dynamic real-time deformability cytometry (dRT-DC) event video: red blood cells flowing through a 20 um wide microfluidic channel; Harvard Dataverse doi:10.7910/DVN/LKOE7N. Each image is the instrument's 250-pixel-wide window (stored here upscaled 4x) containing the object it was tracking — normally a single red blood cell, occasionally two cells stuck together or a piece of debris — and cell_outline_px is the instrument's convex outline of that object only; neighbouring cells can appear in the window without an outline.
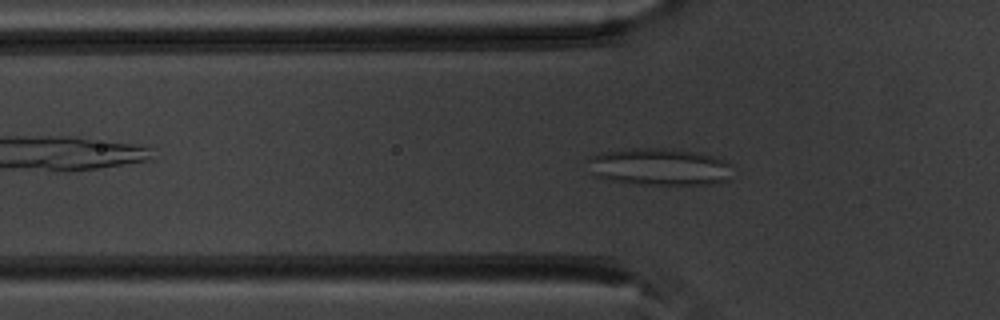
{"species": "common noctule bat (a hibernating species)", "species_latin": "Nyctalus noctula", "temperature_condition": "warm", "stored_images_in_passage": 53, "camera_frame_rate_fps": 3000, "um_per_image_px": 0.085, "animal": {"sex": "male", "body_mass_g": 20.1, "forearm_length_mm": 53.5}, "frame": {"image": 1, "passage_image": 17, "time_ms": 5.333, "image_size_px": [1000, 320], "cell_outline_px": [[732, 180], [716, 184], [632, 184], [608, 180], [592, 176], [588, 172], [588, 156], [600, 152], [632, 148], [672, 148], [716, 156], [728, 160]], "centroid_in_image_um": [56.02, 14.18], "position_along_channel_um": 69.8, "area_um2": 32.14}}
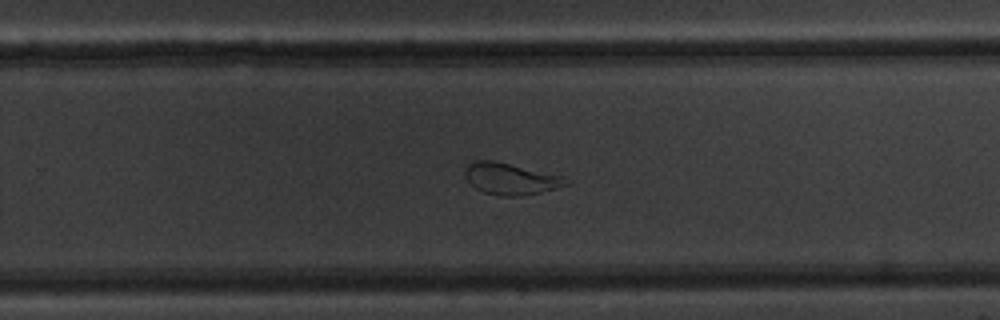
{"frame": {"image": 2, "passage_image": 34, "time_ms": 11.0, "image_size_px": [1000, 320], "cell_outline_px": [[572, 184], [540, 192], [516, 196], [500, 196], [484, 192], [476, 188], [464, 176], [464, 172], [468, 164], [476, 160], [496, 160], [568, 176], [572, 180]], "centroid_in_image_um": [43.5, 15.17], "position_along_channel_um": 286.3, "area_um2": 19.07}}
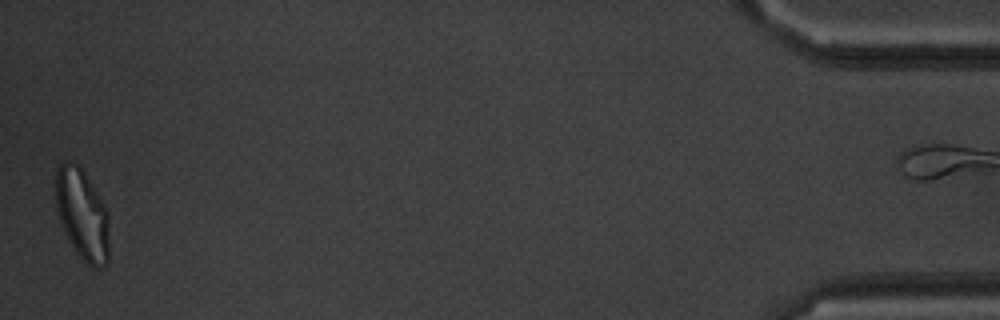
{"frame": {"image": 3, "passage_image": 52, "time_ms": 17.0, "image_size_px": [1000, 320], "cell_outline_px": [[108, 264], [104, 268], [92, 268], [76, 252], [60, 220], [56, 204], [56, 172], [60, 164], [64, 160], [68, 160], [76, 164], [84, 172], [108, 212]], "centroid_in_image_um": [7.01, 18.24], "position_along_channel_um": 428.2, "area_um2": 27.86}}